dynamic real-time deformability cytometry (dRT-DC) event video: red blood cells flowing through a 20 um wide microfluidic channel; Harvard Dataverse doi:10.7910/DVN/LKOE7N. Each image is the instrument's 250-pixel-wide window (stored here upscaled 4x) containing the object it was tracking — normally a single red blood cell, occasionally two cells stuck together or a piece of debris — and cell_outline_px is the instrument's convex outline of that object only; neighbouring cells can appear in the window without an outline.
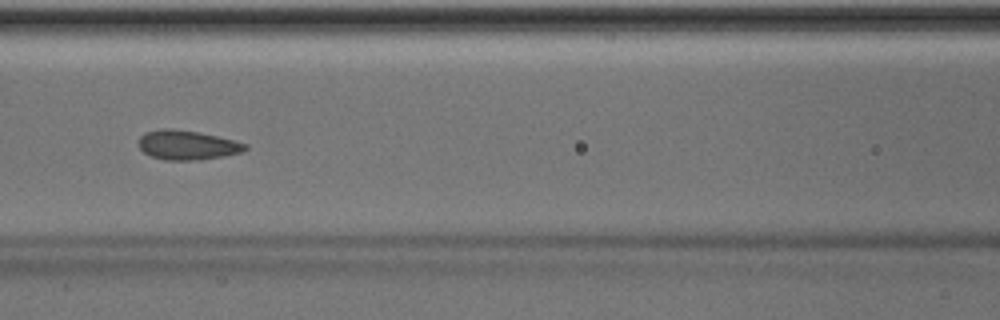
{"species": "Egyptian fruit bat (a non-hibernating species)", "species_latin": "Rousettus aegyptiacus", "temperature_condition": "room temperature", "stored_images_in_passage": 50, "camera_frame_rate_fps": 3000, "um_per_image_px": 0.085, "animal": {"sex": "male"}, "frame": {"image": 1, "passage_image": 22, "time_ms": 7.0, "image_size_px": [1000, 320], "cell_outline_px": [[248, 148], [240, 152], [224, 156], [200, 160], [164, 160], [152, 156], [144, 152], [140, 148], [140, 136], [144, 132], [160, 128], [172, 128], [200, 132], [248, 144]], "centroid_in_image_um": [15.9, 12.32], "position_along_channel_um": 150.7, "area_um2": 18.26}, "authors_computed_cell_mechanics": {"area_um2": 18.2359, "velocity_mm_per_s": 3.9985, "shape_relaxation_time_tau1_ms": 2.6932, "shape_relaxation_time_tau2_ms": 1.1857, "deformation_change_tau1": 0.072, "deformation_change_tau2": 0.0602}}